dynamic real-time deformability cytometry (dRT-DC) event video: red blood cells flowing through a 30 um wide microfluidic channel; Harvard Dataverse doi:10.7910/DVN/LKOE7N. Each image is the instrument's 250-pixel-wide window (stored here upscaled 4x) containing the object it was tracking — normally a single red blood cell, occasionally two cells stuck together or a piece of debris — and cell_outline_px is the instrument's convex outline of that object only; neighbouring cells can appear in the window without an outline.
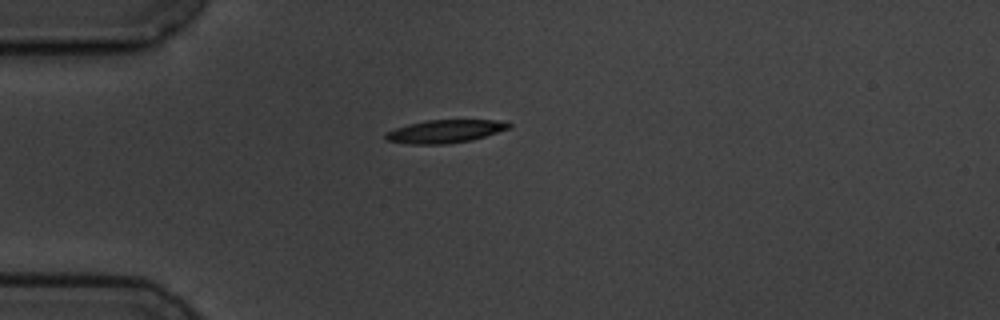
{"species": "common noctule bat (a hibernating species)", "species_latin": "Nyctalus noctula", "temperature_condition": "cold", "stored_images_in_passage": 6, "camera_frame_rate_fps": 3000, "um_per_image_px": 0.085, "animal": {"sex": "male", "body_mass_g": 19.5, "forearm_length_mm": 54.6}, "frame": {"image": 1, "passage_image": 1, "time_ms": 0.0, "image_size_px": [1000, 320], "cell_outline_px": [[512, 128], [472, 140], [444, 144], [412, 144], [388, 140], [384, 136], [384, 132], [408, 124], [428, 120], [500, 120], [512, 124]], "centroid_in_image_um": [37.87, 11.16], "position_along_channel_um": 47.1, "area_um2": 16.53}}
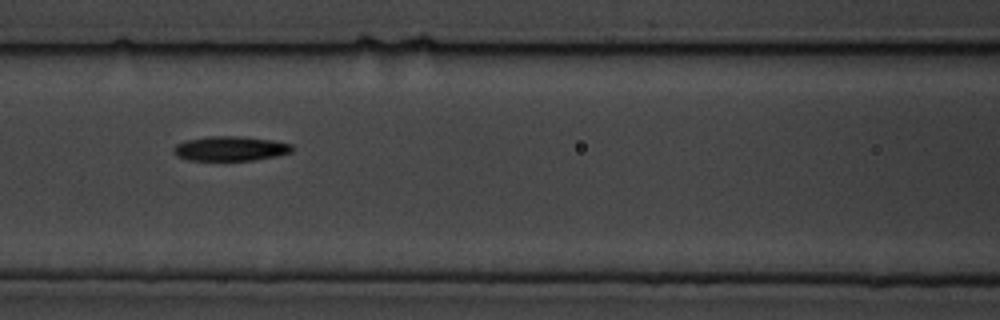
{"frame": {"image": 2, "passage_image": 4, "time_ms": 3.333, "image_size_px": [1000, 320], "cell_outline_px": [[292, 152], [276, 156], [256, 160], [188, 160], [176, 156], [172, 152], [172, 148], [176, 144], [184, 140], [208, 136], [244, 136], [272, 140], [292, 144]], "centroid_in_image_um": [19.54, 12.62], "position_along_channel_um": 147.1, "area_um2": 17.22}}
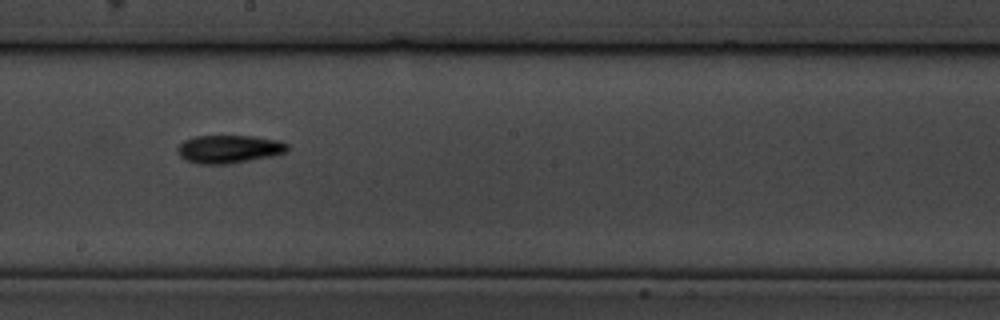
{"frame": {"image": 3, "passage_image": 6, "time_ms": 5.667, "image_size_px": [1000, 320], "cell_outline_px": [[288, 152], [272, 156], [228, 164], [200, 164], [184, 160], [180, 156], [176, 148], [184, 140], [192, 136], [256, 136], [280, 140], [288, 144]], "centroid_in_image_um": [19.47, 12.67], "position_along_channel_um": 228.7, "area_um2": 18.21}}